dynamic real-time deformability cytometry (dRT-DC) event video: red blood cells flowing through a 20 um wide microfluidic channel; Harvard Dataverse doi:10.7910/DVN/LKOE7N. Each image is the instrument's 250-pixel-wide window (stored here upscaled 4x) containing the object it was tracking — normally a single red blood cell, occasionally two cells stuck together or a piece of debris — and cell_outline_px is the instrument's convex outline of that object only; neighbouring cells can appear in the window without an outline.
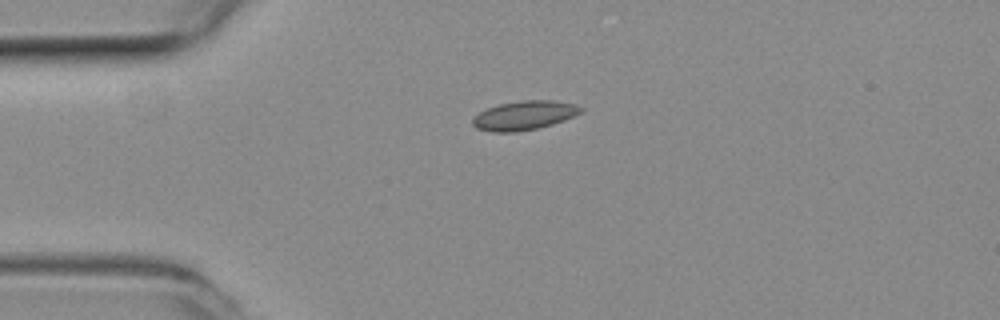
{"species": "common noctule bat (a hibernating species)", "species_latin": "Nyctalus noctula", "temperature_condition": "room temperature", "stored_images_in_passage": 42, "camera_frame_rate_fps": 3000, "um_per_image_px": 0.085, "animal": {"sex": "female", "body_mass_g": 19.3, "forearm_length_mm": 54.1}, "frame": {"image": 1, "passage_image": 1, "time_ms": 0.0, "image_size_px": [1000, 320], "cell_outline_px": [[584, 108], [580, 112], [564, 120], [552, 124], [536, 128], [516, 132], [492, 132], [476, 128], [472, 124], [472, 120], [480, 112], [488, 108], [500, 104], [520, 100], [556, 100], [576, 104]], "centroid_in_image_um": [44.57, 9.8], "position_along_channel_um": 40.4, "area_um2": 18.21}}
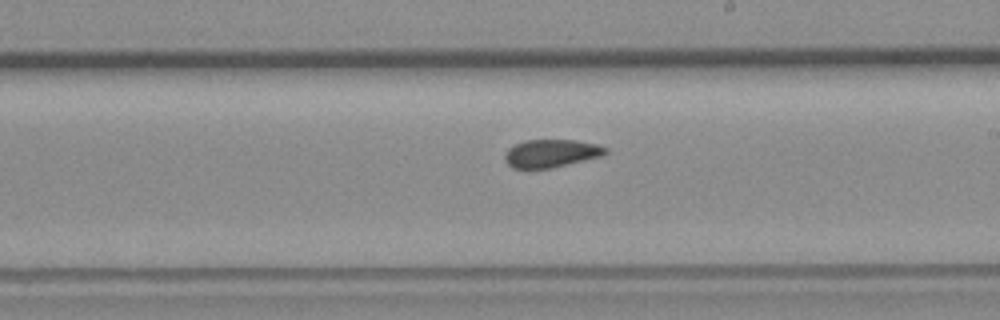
{"frame": {"image": 2, "passage_image": 19, "time_ms": 6.0, "image_size_px": [1000, 320], "cell_outline_px": [[608, 152], [604, 156], [552, 168], [512, 168], [504, 160], [504, 156], [508, 148], [524, 140], [576, 140], [596, 144], [608, 148]], "centroid_in_image_um": [46.88, 13.03], "position_along_channel_um": 242.1, "area_um2": 16.53}}
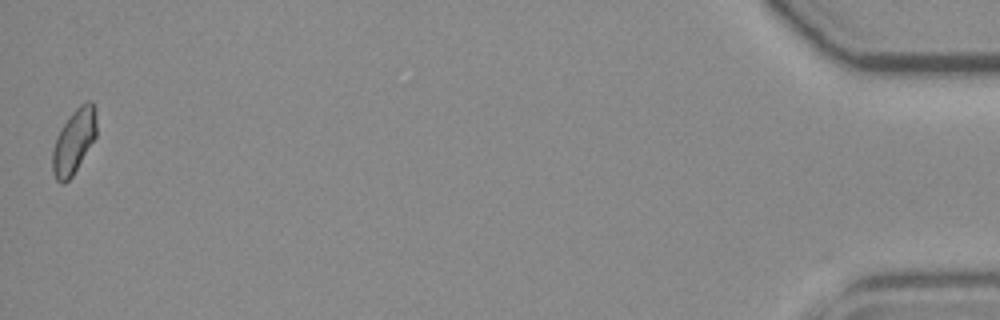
{"frame": {"image": 3, "passage_image": 42, "time_ms": 13.667, "image_size_px": [1000, 320], "cell_outline_px": [[96, 136], [72, 176], [64, 184], [60, 184], [56, 180], [52, 172], [52, 152], [56, 136], [60, 128], [72, 112], [80, 104], [88, 100], [92, 100], [96, 108]], "centroid_in_image_um": [6.27, 12.0], "position_along_channel_um": 428.9, "area_um2": 16.7}, "authors_computed_cell_mechanics": {"area_um2": 16.8487, "velocity_mm_per_s": 3.7638, "shape_relaxation_time_tau1_ms": null, "shape_relaxation_time_tau2_ms": 3.4087, "deformation_change_tau1": null, "deformation_change_tau2": 0.0616}}